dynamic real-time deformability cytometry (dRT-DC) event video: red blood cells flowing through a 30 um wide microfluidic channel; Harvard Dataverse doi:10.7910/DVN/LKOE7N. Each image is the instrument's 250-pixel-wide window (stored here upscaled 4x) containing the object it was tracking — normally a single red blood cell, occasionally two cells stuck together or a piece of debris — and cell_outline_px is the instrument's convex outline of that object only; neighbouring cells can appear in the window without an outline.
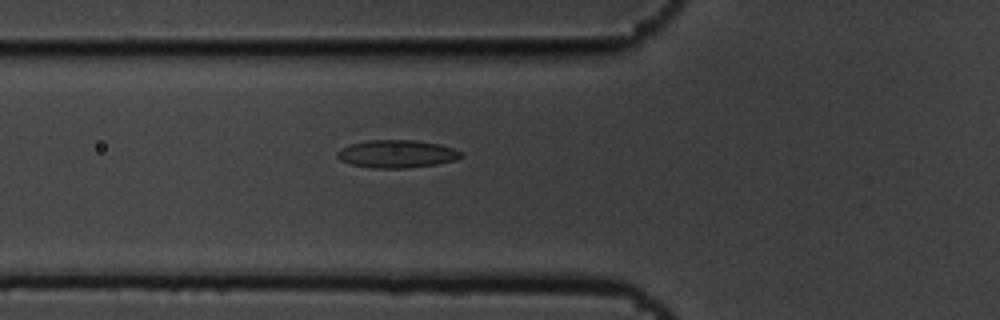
{"species": "common noctule bat (a hibernating species)", "species_latin": "Nyctalus noctula", "temperature_condition": "cold", "stored_images_in_passage": 4, "camera_frame_rate_fps": 3000, "um_per_image_px": 0.085, "animal": {"sex": "male", "body_mass_g": 19.5, "forearm_length_mm": 54.6}, "frame": {"image": 1, "passage_image": 4, "time_ms": 1.0, "image_size_px": [1000, 320], "cell_outline_px": [[464, 156], [456, 160], [436, 164], [408, 168], [372, 168], [352, 164], [340, 160], [336, 156], [336, 152], [340, 148], [348, 144], [368, 140], [412, 140], [440, 144], [464, 152]], "centroid_in_image_um": [33.73, 13.08], "position_along_channel_um": 92.1, "area_um2": 20.23}}